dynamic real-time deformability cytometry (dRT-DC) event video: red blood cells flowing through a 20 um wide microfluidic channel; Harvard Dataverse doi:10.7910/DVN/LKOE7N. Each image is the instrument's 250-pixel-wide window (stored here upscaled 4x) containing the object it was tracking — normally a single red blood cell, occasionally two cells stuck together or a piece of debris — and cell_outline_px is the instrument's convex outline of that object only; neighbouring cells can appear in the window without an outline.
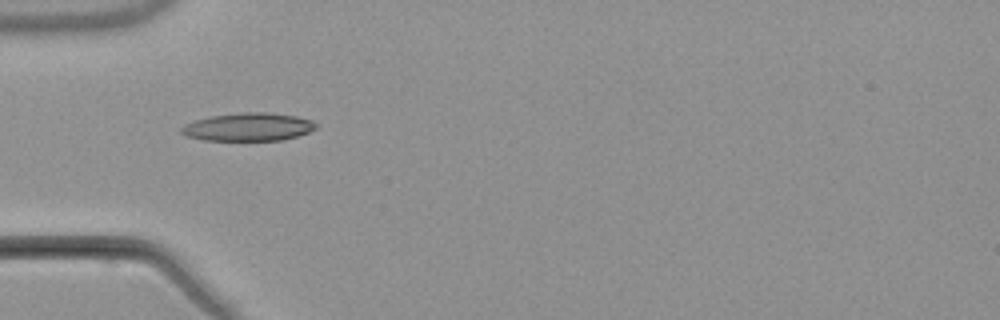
{"species": "common noctule bat (a hibernating species)", "species_latin": "Nyctalus noctula", "temperature_condition": "warm", "stored_images_in_passage": 6, "camera_frame_rate_fps": 3000, "um_per_image_px": 0.085, "animal": {"sex": "male", "body_mass_g": 21.5, "forearm_length_mm": 52.0}, "frame": {"image": 1, "passage_image": 5, "time_ms": 4.667, "image_size_px": [1000, 320], "cell_outline_px": [[316, 128], [308, 132], [296, 136], [280, 140], [204, 140], [184, 136], [180, 132], [180, 128], [184, 124], [196, 120], [212, 116], [240, 112], [268, 112], [296, 116], [312, 120], [316, 124]], "centroid_in_image_um": [21.07, 10.78], "position_along_channel_um": 63.9, "area_um2": 21.96}}
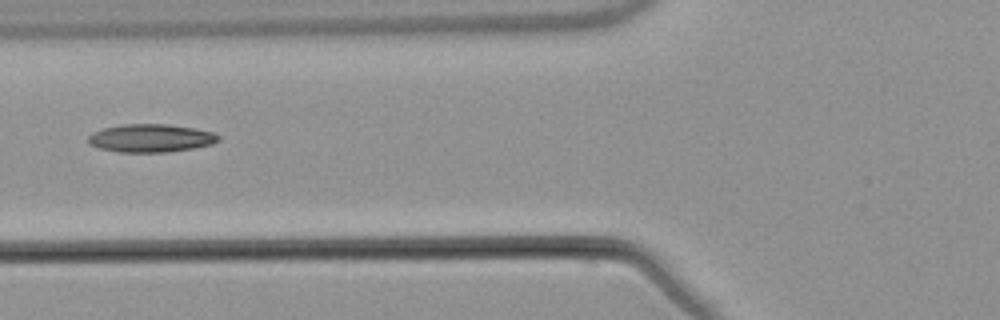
{"frame": {"image": 2, "passage_image": 6, "time_ms": 6.0, "image_size_px": [1000, 320], "cell_outline_px": [[220, 140], [212, 144], [192, 148], [168, 152], [120, 152], [100, 148], [88, 144], [88, 136], [92, 132], [104, 128], [120, 124], [168, 124], [196, 128], [212, 132], [220, 136]], "centroid_in_image_um": [12.81, 11.73], "position_along_channel_um": 113.0, "area_um2": 21.39}}